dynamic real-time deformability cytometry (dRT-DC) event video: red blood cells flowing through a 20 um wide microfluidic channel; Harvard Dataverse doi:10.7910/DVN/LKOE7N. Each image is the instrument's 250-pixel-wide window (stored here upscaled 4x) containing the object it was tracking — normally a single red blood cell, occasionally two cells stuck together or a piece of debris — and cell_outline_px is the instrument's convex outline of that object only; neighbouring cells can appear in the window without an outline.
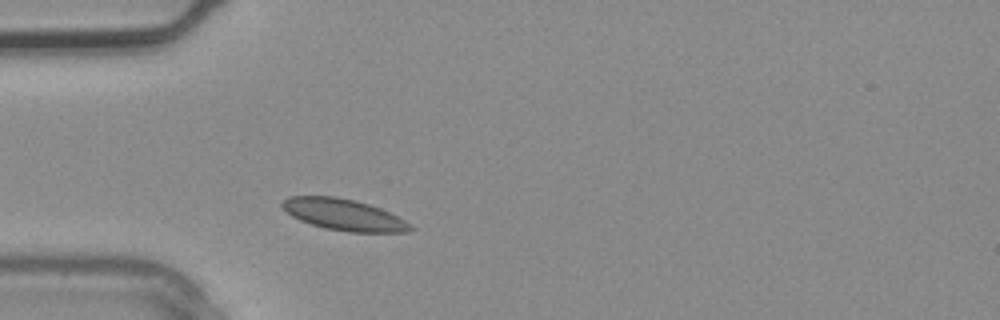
{"species": "common noctule bat (a hibernating species)", "species_latin": "Nyctalus noctula", "temperature_condition": "warm", "stored_images_in_passage": 1, "camera_frame_rate_fps": 3000, "um_per_image_px": 0.085, "animal": {"sex": "male", "body_mass_g": 20.4}, "frame": {"image": 1, "passage_image": 1, "time_ms": 0.0, "image_size_px": [1000, 320], "cell_outline_px": [[416, 228], [408, 232], [348, 232], [324, 228], [300, 220], [292, 216], [280, 204], [288, 196], [336, 196], [356, 200], [380, 208], [412, 224]], "centroid_in_image_um": [29.24, 18.25], "position_along_channel_um": 55.8, "area_um2": 23.41}}